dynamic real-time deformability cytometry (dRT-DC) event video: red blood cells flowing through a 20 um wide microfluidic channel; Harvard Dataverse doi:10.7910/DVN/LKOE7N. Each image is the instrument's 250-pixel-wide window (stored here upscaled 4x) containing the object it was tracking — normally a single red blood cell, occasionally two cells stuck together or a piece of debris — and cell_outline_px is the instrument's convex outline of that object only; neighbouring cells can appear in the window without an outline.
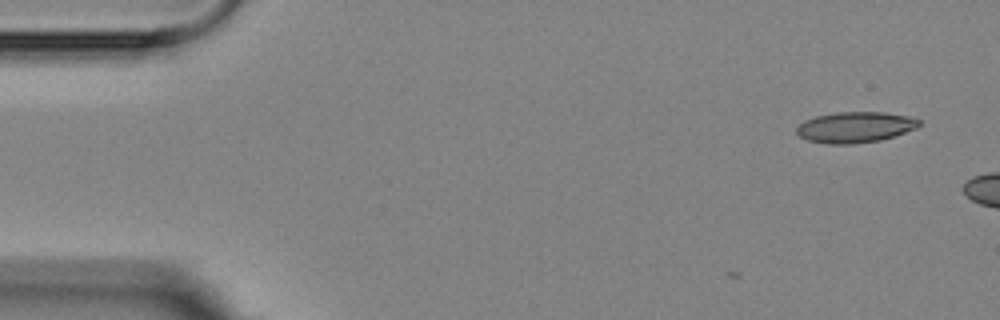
{"species": "Egyptian fruit bat (a non-hibernating species)", "species_latin": "Rousettus aegyptiacus", "temperature_condition": "room temperature", "stored_images_in_passage": 5, "camera_frame_rate_fps": 3000, "um_per_image_px": 0.085, "animal": {"sex": "female"}, "frame": {"image": 1, "passage_image": 1, "time_ms": 0.0, "image_size_px": [1000, 320], "cell_outline_px": [[920, 124], [916, 128], [880, 140], [852, 144], [828, 144], [808, 140], [800, 136], [796, 132], [796, 128], [804, 120], [816, 116], [836, 112], [884, 112], [908, 116], [920, 120]], "centroid_in_image_um": [72.66, 10.81], "position_along_channel_um": 12.3, "area_um2": 21.85}}